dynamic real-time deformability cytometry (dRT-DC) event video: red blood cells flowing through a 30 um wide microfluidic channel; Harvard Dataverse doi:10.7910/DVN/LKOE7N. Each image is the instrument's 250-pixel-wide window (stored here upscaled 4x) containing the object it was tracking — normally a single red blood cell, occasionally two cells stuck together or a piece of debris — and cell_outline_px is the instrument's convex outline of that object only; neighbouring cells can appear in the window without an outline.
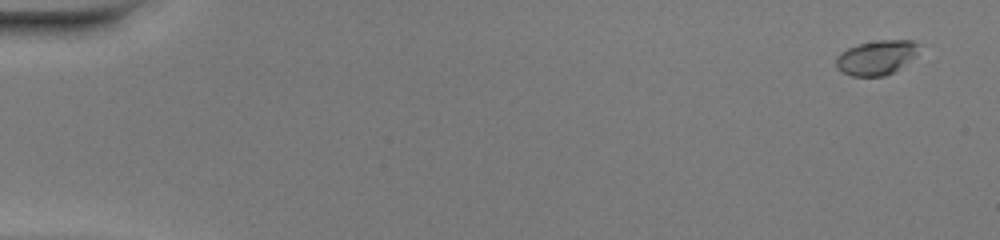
{"species": "common noctule bat (a hibernating species)", "species_latin": "Nyctalus noctula", "temperature_condition": "warm", "stored_images_in_passage": 51, "camera_frame_rate_fps": 3000, "um_per_image_px": 0.085, "animal": {"sex": "female", "body_mass_g": 20.0, "forearm_length_mm": 54.0}, "frame": {"image": 1, "passage_image": 3, "time_ms": 0.667, "image_size_px": [1000, 240], "cell_outline_px": [[920, 44], [916, 56], [896, 72], [884, 76], [852, 76], [836, 68], [836, 56], [840, 52], [856, 44], [876, 40], [912, 40]], "centroid_in_image_um": [74.52, 4.88], "position_along_channel_um": 10.5, "area_um2": 16.99}}
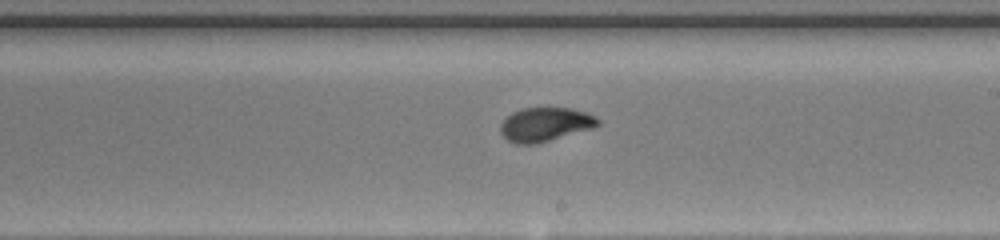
{"frame": {"image": 2, "passage_image": 31, "time_ms": 10.0, "image_size_px": [1000, 240], "cell_outline_px": [[600, 124], [592, 128], [548, 140], [532, 144], [516, 144], [508, 140], [500, 132], [500, 124], [512, 112], [524, 108], [568, 108], [584, 112], [600, 120]], "centroid_in_image_um": [46.3, 10.57], "position_along_channel_um": 242.7, "area_um2": 18.79}}
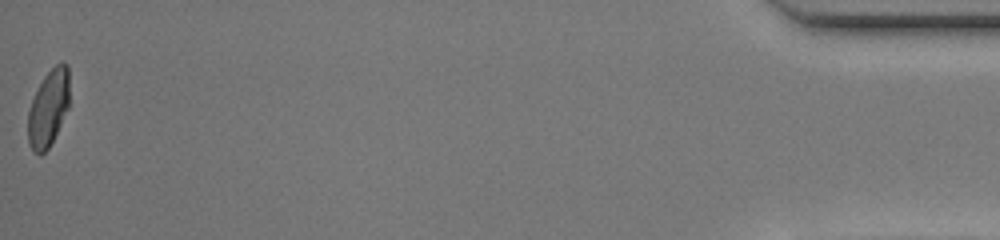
{"frame": {"image": 3, "passage_image": 51, "time_ms": 16.667, "image_size_px": [1000, 240], "cell_outline_px": [[68, 108], [48, 148], [40, 156], [32, 152], [28, 144], [28, 112], [32, 100], [44, 76], [56, 64], [68, 64]], "centroid_in_image_um": [4.09, 9.24], "position_along_channel_um": 431.1, "area_um2": 18.15}, "authors_computed_cell_mechanics": {"area_um2": 18.6116, "velocity_mm_per_s": 4.1986, "shape_relaxation_time_tau1_ms": 4.2697, "shape_relaxation_time_tau2_ms": null, "deformation_change_tau1": 0.1767, "deformation_change_tau2": null}}